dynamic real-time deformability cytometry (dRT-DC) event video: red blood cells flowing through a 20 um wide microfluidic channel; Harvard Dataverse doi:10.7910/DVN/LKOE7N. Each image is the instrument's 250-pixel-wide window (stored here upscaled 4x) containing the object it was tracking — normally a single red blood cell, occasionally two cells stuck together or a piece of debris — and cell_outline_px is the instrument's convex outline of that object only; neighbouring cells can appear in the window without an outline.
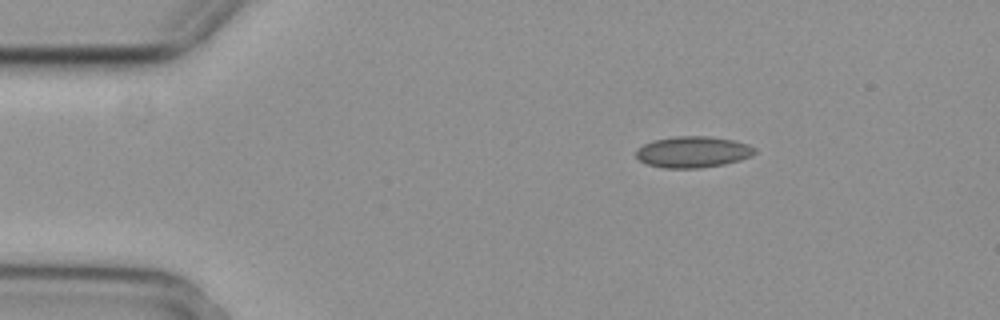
{"species": "common noctule bat (a hibernating species)", "species_latin": "Nyctalus noctula", "temperature_condition": "cold", "stored_images_in_passage": 3, "camera_frame_rate_fps": 3000, "um_per_image_px": 0.085, "animal": {"sex": "female", "body_mass_g": 29.2, "forearm_length_mm": 56.3}, "frame": {"image": 1, "passage_image": 3, "time_ms": 0.667, "image_size_px": [1000, 320], "cell_outline_px": [[756, 152], [752, 156], [740, 160], [724, 164], [700, 168], [664, 168], [648, 164], [640, 160], [636, 156], [636, 152], [644, 144], [656, 140], [676, 136], [708, 136], [732, 140], [748, 144], [756, 148]], "centroid_in_image_um": [58.94, 12.92], "position_along_channel_um": 26.1, "area_um2": 21.44}}